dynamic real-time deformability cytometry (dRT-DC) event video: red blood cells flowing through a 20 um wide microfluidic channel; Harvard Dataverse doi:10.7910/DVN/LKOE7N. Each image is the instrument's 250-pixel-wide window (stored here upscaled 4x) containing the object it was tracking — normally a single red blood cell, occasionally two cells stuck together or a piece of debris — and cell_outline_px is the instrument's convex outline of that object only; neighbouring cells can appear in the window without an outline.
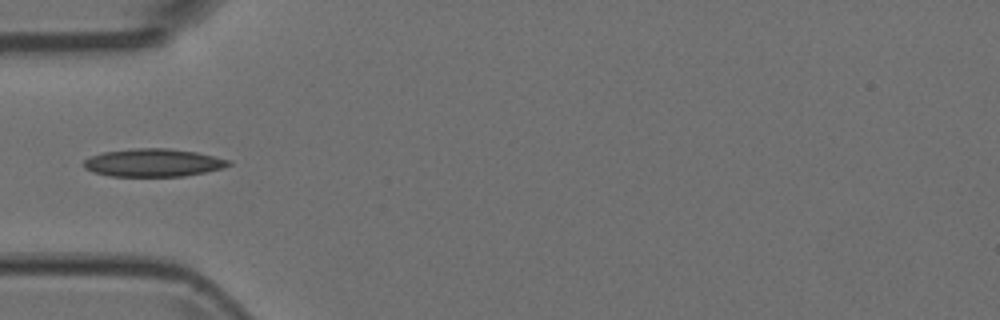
{"species": "Egyptian fruit bat (a non-hibernating species)", "species_latin": "Rousettus aegyptiacus", "temperature_condition": "room temperature", "stored_images_in_passage": 5, "camera_frame_rate_fps": 3000, "um_per_image_px": 0.085, "animal": {"sex": "female"}, "frame": {"image": 1, "passage_image": 5, "time_ms": 1.333, "image_size_px": [1000, 320], "cell_outline_px": [[232, 164], [224, 168], [184, 176], [112, 176], [92, 172], [84, 168], [84, 160], [92, 156], [104, 152], [132, 148], [168, 148], [196, 152], [232, 160]], "centroid_in_image_um": [13.06, 13.83], "position_along_channel_um": 71.9, "area_um2": 23.58}}